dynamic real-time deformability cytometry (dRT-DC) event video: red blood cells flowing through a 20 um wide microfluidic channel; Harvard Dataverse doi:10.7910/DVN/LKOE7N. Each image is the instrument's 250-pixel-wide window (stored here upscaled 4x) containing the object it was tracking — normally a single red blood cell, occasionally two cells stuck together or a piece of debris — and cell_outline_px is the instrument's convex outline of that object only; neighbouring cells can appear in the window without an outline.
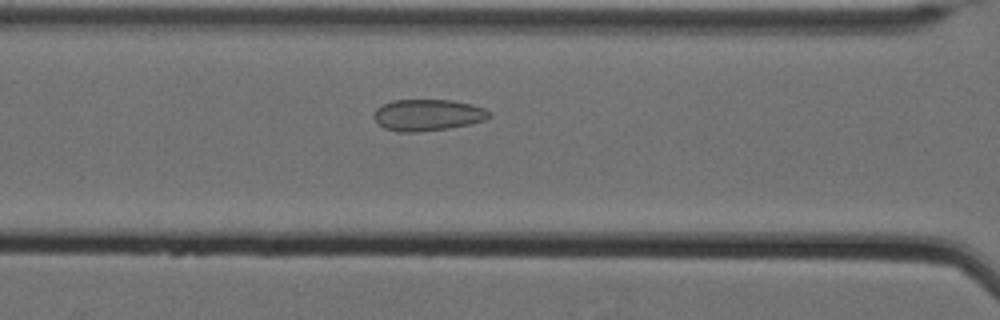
{"species": "Egyptian fruit bat (a non-hibernating species)", "species_latin": "Rousettus aegyptiacus", "temperature_condition": "cold", "stored_images_in_passage": 53, "camera_frame_rate_fps": 3000, "um_per_image_px": 0.085, "animal": {"sex": "female"}, "frame": {"image": 1, "passage_image": 21, "time_ms": 6.667, "image_size_px": [1000, 320], "cell_outline_px": [[492, 116], [484, 120], [468, 124], [448, 128], [416, 132], [400, 132], [384, 128], [372, 116], [376, 108], [392, 100], [452, 100], [472, 104], [484, 108], [492, 112]], "centroid_in_image_um": [36.37, 9.77], "position_along_channel_um": 130.2, "area_um2": 21.15}}
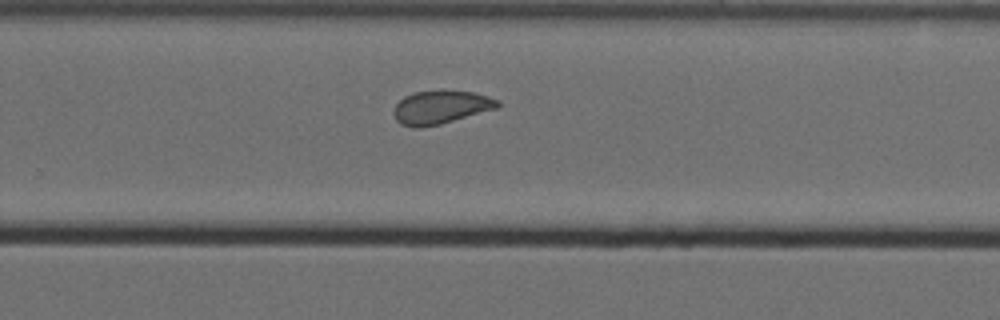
{"frame": {"image": 2, "passage_image": 35, "time_ms": 11.333, "image_size_px": [1000, 320], "cell_outline_px": [[500, 104], [496, 108], [440, 124], [420, 128], [416, 128], [400, 124], [396, 120], [392, 112], [396, 104], [404, 96], [416, 92], [476, 92], [500, 100]], "centroid_in_image_um": [37.44, 9.14], "position_along_channel_um": 292.4, "area_um2": 19.77}}
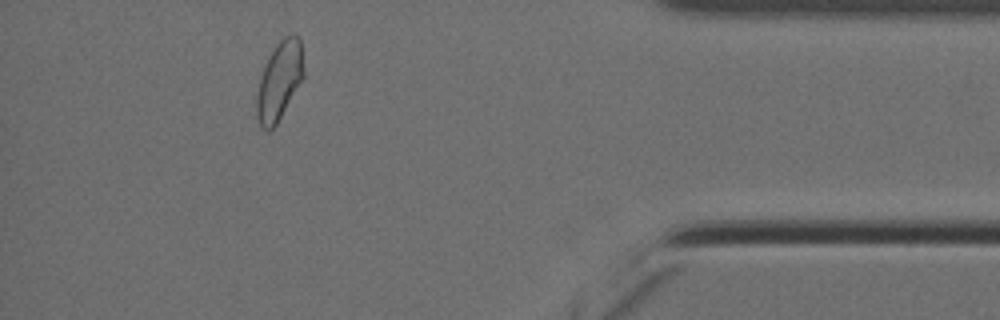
{"frame": {"image": 3, "passage_image": 48, "time_ms": 15.667, "image_size_px": [1000, 320], "cell_outline_px": [[304, 76], [276, 124], [268, 132], [260, 128], [256, 116], [256, 96], [260, 76], [268, 56], [276, 44], [284, 36], [292, 32], [300, 36], [304, 68]], "centroid_in_image_um": [23.73, 6.84], "position_along_channel_um": 411.5, "area_um2": 21.73}, "authors_computed_cell_mechanics": {"area_um2": 21.675, "velocity_mm_per_s": 3.4854, "shape_relaxation_time_tau1_ms": null, "shape_relaxation_time_tau2_ms": 1.4815, "deformation_change_tau1": null, "deformation_change_tau2": 0.0771}}